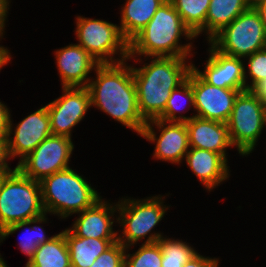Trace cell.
Returning <instances> with one entry per match:
<instances>
[{"label":"cell","instance_id":"6da1fadb","mask_svg":"<svg viewBox=\"0 0 266 267\" xmlns=\"http://www.w3.org/2000/svg\"><path fill=\"white\" fill-rule=\"evenodd\" d=\"M126 62L99 64L94 71L96 79H90L87 88L91 106L141 135L147 122L138 109L132 66Z\"/></svg>","mask_w":266,"mask_h":267},{"label":"cell","instance_id":"7a4b0ae2","mask_svg":"<svg viewBox=\"0 0 266 267\" xmlns=\"http://www.w3.org/2000/svg\"><path fill=\"white\" fill-rule=\"evenodd\" d=\"M140 68L132 66L138 109L148 122L163 115L171 92L183 84L192 69L187 57H152Z\"/></svg>","mask_w":266,"mask_h":267},{"label":"cell","instance_id":"3957f363","mask_svg":"<svg viewBox=\"0 0 266 267\" xmlns=\"http://www.w3.org/2000/svg\"><path fill=\"white\" fill-rule=\"evenodd\" d=\"M183 35L188 40L196 38L183 23L173 4L167 0L149 23L129 41L128 59L134 58V61L140 63L142 59L136 57H191V41L184 45L179 42Z\"/></svg>","mask_w":266,"mask_h":267},{"label":"cell","instance_id":"277c9868","mask_svg":"<svg viewBox=\"0 0 266 267\" xmlns=\"http://www.w3.org/2000/svg\"><path fill=\"white\" fill-rule=\"evenodd\" d=\"M40 185L45 213L61 219L80 213L101 199L91 184L70 167L44 178Z\"/></svg>","mask_w":266,"mask_h":267},{"label":"cell","instance_id":"5b68a950","mask_svg":"<svg viewBox=\"0 0 266 267\" xmlns=\"http://www.w3.org/2000/svg\"><path fill=\"white\" fill-rule=\"evenodd\" d=\"M44 213L40 182L28 178L17 167L7 173L0 185V232Z\"/></svg>","mask_w":266,"mask_h":267},{"label":"cell","instance_id":"8992f818","mask_svg":"<svg viewBox=\"0 0 266 267\" xmlns=\"http://www.w3.org/2000/svg\"><path fill=\"white\" fill-rule=\"evenodd\" d=\"M164 198L158 195L147 197L146 199L128 198L117 202V221L123 228L121 235L117 234V240L125 248L130 249L141 239H147L144 244L158 242L163 235L161 233H150L163 219L168 210V206L163 203ZM167 209V210H166Z\"/></svg>","mask_w":266,"mask_h":267},{"label":"cell","instance_id":"52a82bcc","mask_svg":"<svg viewBox=\"0 0 266 267\" xmlns=\"http://www.w3.org/2000/svg\"><path fill=\"white\" fill-rule=\"evenodd\" d=\"M76 38L99 64H115L129 58V42L123 37L118 25L83 16L76 18ZM117 53L119 58H113Z\"/></svg>","mask_w":266,"mask_h":267},{"label":"cell","instance_id":"ba28073f","mask_svg":"<svg viewBox=\"0 0 266 267\" xmlns=\"http://www.w3.org/2000/svg\"><path fill=\"white\" fill-rule=\"evenodd\" d=\"M222 54L245 59L266 48V28L259 12L249 7L217 33L209 43Z\"/></svg>","mask_w":266,"mask_h":267},{"label":"cell","instance_id":"9c48e42d","mask_svg":"<svg viewBox=\"0 0 266 267\" xmlns=\"http://www.w3.org/2000/svg\"><path fill=\"white\" fill-rule=\"evenodd\" d=\"M265 108L260 98L252 91L245 90L235 99L227 121L233 145L242 156H248L255 149L263 130Z\"/></svg>","mask_w":266,"mask_h":267},{"label":"cell","instance_id":"30bf717a","mask_svg":"<svg viewBox=\"0 0 266 267\" xmlns=\"http://www.w3.org/2000/svg\"><path fill=\"white\" fill-rule=\"evenodd\" d=\"M74 144L71 138L50 135L16 167L28 178L41 182L55 172L69 168Z\"/></svg>","mask_w":266,"mask_h":267},{"label":"cell","instance_id":"8fae6325","mask_svg":"<svg viewBox=\"0 0 266 267\" xmlns=\"http://www.w3.org/2000/svg\"><path fill=\"white\" fill-rule=\"evenodd\" d=\"M63 94L48 103L46 108L53 135L71 138L73 127L84 118L91 106L87 87H62Z\"/></svg>","mask_w":266,"mask_h":267},{"label":"cell","instance_id":"7c38bea8","mask_svg":"<svg viewBox=\"0 0 266 267\" xmlns=\"http://www.w3.org/2000/svg\"><path fill=\"white\" fill-rule=\"evenodd\" d=\"M187 79L194 93L196 117L227 123L236 97L245 90L220 88L204 81L192 68Z\"/></svg>","mask_w":266,"mask_h":267},{"label":"cell","instance_id":"4fadbf2b","mask_svg":"<svg viewBox=\"0 0 266 267\" xmlns=\"http://www.w3.org/2000/svg\"><path fill=\"white\" fill-rule=\"evenodd\" d=\"M154 126L160 131L156 136ZM147 141L155 143L154 159L180 164L190 149L188 131L185 122H166L160 119L148 121L141 135Z\"/></svg>","mask_w":266,"mask_h":267},{"label":"cell","instance_id":"5bb4252c","mask_svg":"<svg viewBox=\"0 0 266 267\" xmlns=\"http://www.w3.org/2000/svg\"><path fill=\"white\" fill-rule=\"evenodd\" d=\"M12 121L10 117L9 132L6 139L7 151L9 158H20V161L17 163L18 165L44 139L52 135V132L46 105L23 118V120L15 125L16 127L13 126ZM11 134L14 137H10Z\"/></svg>","mask_w":266,"mask_h":267},{"label":"cell","instance_id":"9a60e30c","mask_svg":"<svg viewBox=\"0 0 266 267\" xmlns=\"http://www.w3.org/2000/svg\"><path fill=\"white\" fill-rule=\"evenodd\" d=\"M209 58L201 72L194 64V71L210 85L237 90H248V75L242 58L222 54L212 45L209 47Z\"/></svg>","mask_w":266,"mask_h":267},{"label":"cell","instance_id":"2e32d148","mask_svg":"<svg viewBox=\"0 0 266 267\" xmlns=\"http://www.w3.org/2000/svg\"><path fill=\"white\" fill-rule=\"evenodd\" d=\"M54 53L62 87H87L88 74L99 63L78 44L67 45Z\"/></svg>","mask_w":266,"mask_h":267},{"label":"cell","instance_id":"e0dca14e","mask_svg":"<svg viewBox=\"0 0 266 267\" xmlns=\"http://www.w3.org/2000/svg\"><path fill=\"white\" fill-rule=\"evenodd\" d=\"M117 203L112 205L102 198L92 207L77 213V217L71 228H68L75 236L94 239H117V231L113 230Z\"/></svg>","mask_w":266,"mask_h":267},{"label":"cell","instance_id":"ac0fdd59","mask_svg":"<svg viewBox=\"0 0 266 267\" xmlns=\"http://www.w3.org/2000/svg\"><path fill=\"white\" fill-rule=\"evenodd\" d=\"M191 148L221 154L227 160L226 149L234 147L227 123L193 117L185 122Z\"/></svg>","mask_w":266,"mask_h":267},{"label":"cell","instance_id":"d6986e66","mask_svg":"<svg viewBox=\"0 0 266 267\" xmlns=\"http://www.w3.org/2000/svg\"><path fill=\"white\" fill-rule=\"evenodd\" d=\"M185 161L209 192L229 179L228 161L221 154L190 147L185 155Z\"/></svg>","mask_w":266,"mask_h":267},{"label":"cell","instance_id":"ffe728a7","mask_svg":"<svg viewBox=\"0 0 266 267\" xmlns=\"http://www.w3.org/2000/svg\"><path fill=\"white\" fill-rule=\"evenodd\" d=\"M167 0H126L121 8V24L123 37L129 42L153 18L158 8Z\"/></svg>","mask_w":266,"mask_h":267},{"label":"cell","instance_id":"44dd1931","mask_svg":"<svg viewBox=\"0 0 266 267\" xmlns=\"http://www.w3.org/2000/svg\"><path fill=\"white\" fill-rule=\"evenodd\" d=\"M67 242L71 267H90L97 257L117 239H94L75 236L68 228L62 231Z\"/></svg>","mask_w":266,"mask_h":267},{"label":"cell","instance_id":"7402d4cb","mask_svg":"<svg viewBox=\"0 0 266 267\" xmlns=\"http://www.w3.org/2000/svg\"><path fill=\"white\" fill-rule=\"evenodd\" d=\"M249 7L247 0H210L205 19L207 41H210Z\"/></svg>","mask_w":266,"mask_h":267},{"label":"cell","instance_id":"603a6c76","mask_svg":"<svg viewBox=\"0 0 266 267\" xmlns=\"http://www.w3.org/2000/svg\"><path fill=\"white\" fill-rule=\"evenodd\" d=\"M47 213H44L43 215L34 218L30 221H26V222H19V223H15L12 225L7 226L5 229H3L0 232V243L5 240V238H7L9 235L15 233L17 230L23 229V227L27 228L28 226H30L29 228H27V232L23 237V239L20 240L19 242V246L21 248V252L24 253L27 257H28V261L26 263V265H29V263L33 260L34 258V252L36 250V248L45 243L50 241L55 235L50 236V237H46V233L43 230V228L41 227V225H36V224H42V223H46L47 222ZM25 234V233H24Z\"/></svg>","mask_w":266,"mask_h":267},{"label":"cell","instance_id":"cb8c5ba5","mask_svg":"<svg viewBox=\"0 0 266 267\" xmlns=\"http://www.w3.org/2000/svg\"><path fill=\"white\" fill-rule=\"evenodd\" d=\"M30 267H71L70 254L65 239V234L60 232L50 241L39 245L34 258L29 263Z\"/></svg>","mask_w":266,"mask_h":267},{"label":"cell","instance_id":"d4e9b609","mask_svg":"<svg viewBox=\"0 0 266 267\" xmlns=\"http://www.w3.org/2000/svg\"><path fill=\"white\" fill-rule=\"evenodd\" d=\"M183 23L192 31L195 37L205 33V19L210 0H169Z\"/></svg>","mask_w":266,"mask_h":267},{"label":"cell","instance_id":"484cf974","mask_svg":"<svg viewBox=\"0 0 266 267\" xmlns=\"http://www.w3.org/2000/svg\"><path fill=\"white\" fill-rule=\"evenodd\" d=\"M162 251L161 267H182L197 251L182 240L162 237L158 241Z\"/></svg>","mask_w":266,"mask_h":267},{"label":"cell","instance_id":"4316f807","mask_svg":"<svg viewBox=\"0 0 266 267\" xmlns=\"http://www.w3.org/2000/svg\"><path fill=\"white\" fill-rule=\"evenodd\" d=\"M180 96L183 97V99L185 98L188 102V106L191 108L193 107L194 109V93L192 90V84L187 79L183 84L171 92L165 110L163 111V115L159 118L160 120L166 122H187L195 117V115L189 117L180 114V109L182 108V106H179L181 104H179V101H181L179 100L181 98ZM176 114H179V116Z\"/></svg>","mask_w":266,"mask_h":267},{"label":"cell","instance_id":"83f0119b","mask_svg":"<svg viewBox=\"0 0 266 267\" xmlns=\"http://www.w3.org/2000/svg\"><path fill=\"white\" fill-rule=\"evenodd\" d=\"M125 252L124 267H161L162 251L158 242L144 244L133 254Z\"/></svg>","mask_w":266,"mask_h":267},{"label":"cell","instance_id":"f1b7e54d","mask_svg":"<svg viewBox=\"0 0 266 267\" xmlns=\"http://www.w3.org/2000/svg\"><path fill=\"white\" fill-rule=\"evenodd\" d=\"M248 60V75L250 85L248 90H252L259 82L266 79V48L254 52L245 57Z\"/></svg>","mask_w":266,"mask_h":267},{"label":"cell","instance_id":"f546056e","mask_svg":"<svg viewBox=\"0 0 266 267\" xmlns=\"http://www.w3.org/2000/svg\"><path fill=\"white\" fill-rule=\"evenodd\" d=\"M125 252L126 248L117 241L97 257L90 267H124Z\"/></svg>","mask_w":266,"mask_h":267},{"label":"cell","instance_id":"4dcf8cb0","mask_svg":"<svg viewBox=\"0 0 266 267\" xmlns=\"http://www.w3.org/2000/svg\"><path fill=\"white\" fill-rule=\"evenodd\" d=\"M182 267H219V260L215 257H204L197 252Z\"/></svg>","mask_w":266,"mask_h":267},{"label":"cell","instance_id":"1f68e13d","mask_svg":"<svg viewBox=\"0 0 266 267\" xmlns=\"http://www.w3.org/2000/svg\"><path fill=\"white\" fill-rule=\"evenodd\" d=\"M10 116V110L0 101V138L2 139H7Z\"/></svg>","mask_w":266,"mask_h":267},{"label":"cell","instance_id":"d6a6232c","mask_svg":"<svg viewBox=\"0 0 266 267\" xmlns=\"http://www.w3.org/2000/svg\"><path fill=\"white\" fill-rule=\"evenodd\" d=\"M7 159L11 160L7 151L6 139L0 138V174H7L13 170L9 167Z\"/></svg>","mask_w":266,"mask_h":267},{"label":"cell","instance_id":"836d02e7","mask_svg":"<svg viewBox=\"0 0 266 267\" xmlns=\"http://www.w3.org/2000/svg\"><path fill=\"white\" fill-rule=\"evenodd\" d=\"M9 0H0V38H3L5 29V21L7 19V13L9 10Z\"/></svg>","mask_w":266,"mask_h":267},{"label":"cell","instance_id":"e575fe53","mask_svg":"<svg viewBox=\"0 0 266 267\" xmlns=\"http://www.w3.org/2000/svg\"><path fill=\"white\" fill-rule=\"evenodd\" d=\"M252 91L260 98L263 107L266 109V79L259 82Z\"/></svg>","mask_w":266,"mask_h":267},{"label":"cell","instance_id":"d590c367","mask_svg":"<svg viewBox=\"0 0 266 267\" xmlns=\"http://www.w3.org/2000/svg\"><path fill=\"white\" fill-rule=\"evenodd\" d=\"M11 58L12 56L10 50L2 46L0 48V70L4 65L8 64L11 61Z\"/></svg>","mask_w":266,"mask_h":267},{"label":"cell","instance_id":"8d00e7d4","mask_svg":"<svg viewBox=\"0 0 266 267\" xmlns=\"http://www.w3.org/2000/svg\"><path fill=\"white\" fill-rule=\"evenodd\" d=\"M254 8L259 12L261 20L266 28V0L260 1L254 6Z\"/></svg>","mask_w":266,"mask_h":267},{"label":"cell","instance_id":"74e56055","mask_svg":"<svg viewBox=\"0 0 266 267\" xmlns=\"http://www.w3.org/2000/svg\"><path fill=\"white\" fill-rule=\"evenodd\" d=\"M262 0H247L250 7H254L256 4H258Z\"/></svg>","mask_w":266,"mask_h":267},{"label":"cell","instance_id":"f35d334b","mask_svg":"<svg viewBox=\"0 0 266 267\" xmlns=\"http://www.w3.org/2000/svg\"><path fill=\"white\" fill-rule=\"evenodd\" d=\"M0 267H8V266L6 265L5 260L1 257V255H0Z\"/></svg>","mask_w":266,"mask_h":267},{"label":"cell","instance_id":"ab89813d","mask_svg":"<svg viewBox=\"0 0 266 267\" xmlns=\"http://www.w3.org/2000/svg\"><path fill=\"white\" fill-rule=\"evenodd\" d=\"M266 109L264 111V117H263V127H266Z\"/></svg>","mask_w":266,"mask_h":267},{"label":"cell","instance_id":"60d3db41","mask_svg":"<svg viewBox=\"0 0 266 267\" xmlns=\"http://www.w3.org/2000/svg\"><path fill=\"white\" fill-rule=\"evenodd\" d=\"M5 175L6 174H0V185H1V182H2V180H3V178H4Z\"/></svg>","mask_w":266,"mask_h":267}]
</instances>
